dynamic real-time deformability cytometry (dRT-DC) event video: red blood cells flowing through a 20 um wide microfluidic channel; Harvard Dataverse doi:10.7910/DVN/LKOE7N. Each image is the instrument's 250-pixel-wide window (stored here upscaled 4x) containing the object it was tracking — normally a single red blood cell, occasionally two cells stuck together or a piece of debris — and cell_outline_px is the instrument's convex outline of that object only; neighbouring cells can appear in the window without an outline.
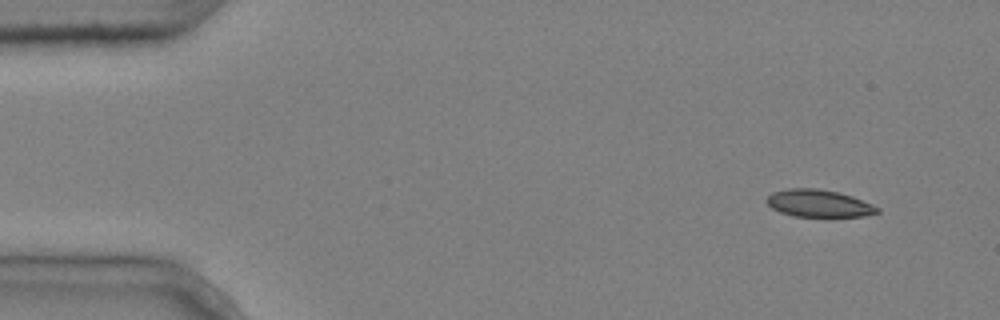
{"species": "common noctule bat (a hibernating species)", "species_latin": "Nyctalus noctula", "temperature_condition": "cold", "stored_images_in_passage": 5, "segment_of_instrument_passage": [1, 2], "camera_frame_rate_fps": 3000, "um_per_image_px": 0.085, "animal": {"sex": "male", "body_mass_g": 20.4}, "frame": {"image": 1, "passage_image": 1, "time_ms": 0.0, "image_size_px": [1000, 320], "cell_outline_px": [[880, 212], [864, 216], [792, 216], [780, 212], [772, 208], [764, 200], [772, 192], [788, 188], [816, 188], [836, 192], [852, 196], [872, 204], [880, 208]], "centroid_in_image_um": [69.57, 17.28], "position_along_channel_um": 15.4, "area_um2": 17.57}}
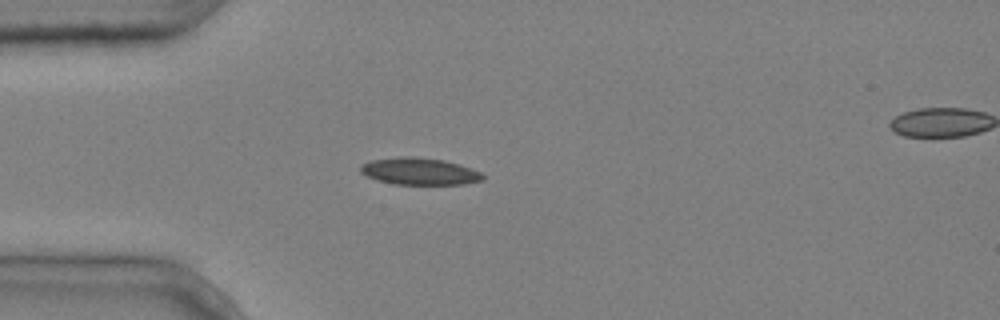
{"frame": {"image": 2, "passage_image": 4, "time_ms": 1.0, "image_size_px": [1000, 320], "cell_outline_px": [[484, 180], [464, 184], [396, 184], [380, 180], [368, 176], [360, 172], [360, 164], [372, 160], [400, 156], [416, 156], [444, 160], [480, 172], [484, 176]], "centroid_in_image_um": [35.64, 14.55], "position_along_channel_um": 49.4, "area_um2": 19.02}}